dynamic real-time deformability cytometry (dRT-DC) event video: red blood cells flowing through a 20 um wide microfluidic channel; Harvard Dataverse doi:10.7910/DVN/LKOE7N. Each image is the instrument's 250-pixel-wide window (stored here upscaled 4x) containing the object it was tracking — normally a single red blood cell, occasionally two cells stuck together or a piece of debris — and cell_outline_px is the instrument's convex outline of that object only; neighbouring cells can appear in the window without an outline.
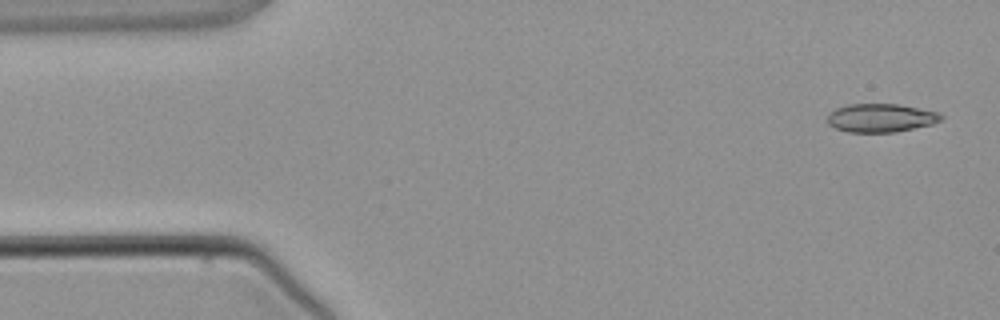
{"species": "common noctule bat (a hibernating species)", "species_latin": "Nyctalus noctula", "temperature_condition": "warm", "stored_images_in_passage": 3, "camera_frame_rate_fps": 3000, "um_per_image_px": 0.085, "animal": {"sex": "male", "body_mass_g": 21.5, "forearm_length_mm": 52.0}, "frame": {"image": 1, "passage_image": 1, "time_ms": 0.0, "image_size_px": [1000, 320], "cell_outline_px": [[944, 116], [940, 120], [932, 124], [896, 132], [848, 132], [836, 128], [828, 124], [828, 116], [836, 108], [848, 104], [896, 104], [940, 112]], "centroid_in_image_um": [74.89, 10.02], "position_along_channel_um": 10.1, "area_um2": 18.73}}
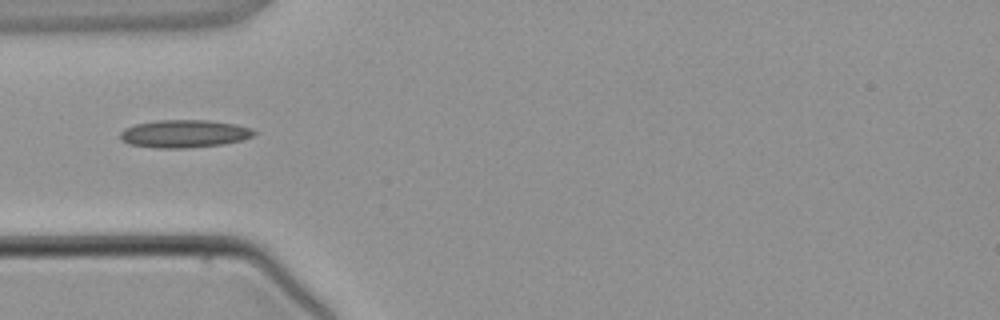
{"frame": {"image": 2, "passage_image": 3, "time_ms": 3.667, "image_size_px": [1000, 320], "cell_outline_px": [[256, 132], [252, 136], [240, 140], [220, 144], [188, 148], [156, 148], [128, 144], [120, 140], [120, 132], [124, 128], [136, 124], [156, 120], [208, 120], [236, 124], [252, 128]], "centroid_in_image_um": [15.61, 11.36], "position_along_channel_um": 69.4, "area_um2": 21.68}}